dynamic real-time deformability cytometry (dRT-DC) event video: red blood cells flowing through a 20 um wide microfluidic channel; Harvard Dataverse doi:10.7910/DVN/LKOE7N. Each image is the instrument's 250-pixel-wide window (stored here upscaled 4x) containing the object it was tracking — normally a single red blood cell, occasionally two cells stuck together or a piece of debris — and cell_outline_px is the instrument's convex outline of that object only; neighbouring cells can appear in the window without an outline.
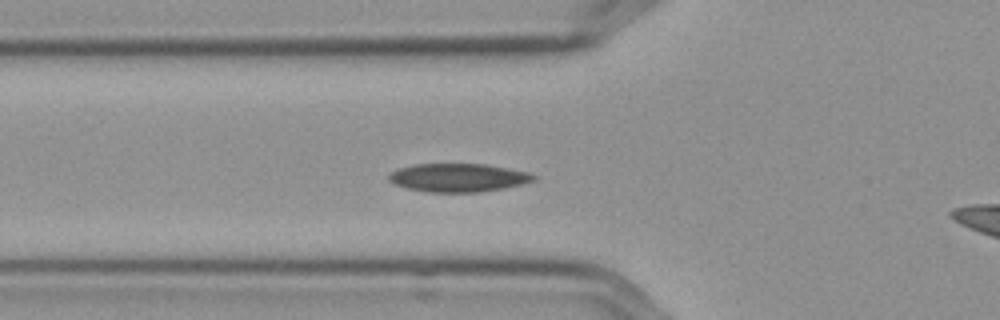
{"species": "Egyptian fruit bat (a non-hibernating species)", "species_latin": "Rousettus aegyptiacus", "temperature_condition": "cold", "stored_images_in_passage": 39, "camera_frame_rate_fps": 3000, "um_per_image_px": 0.085, "frame": {"image": 1, "passage_image": 2, "time_ms": 0.333, "image_size_px": [1000, 320], "cell_outline_px": [[536, 180], [504, 188], [480, 192], [428, 192], [404, 188], [388, 180], [388, 176], [396, 168], [412, 164], [484, 164], [528, 172], [536, 176]], "centroid_in_image_um": [38.9, 15.1], "position_along_channel_um": 86.9, "area_um2": 23.93}}
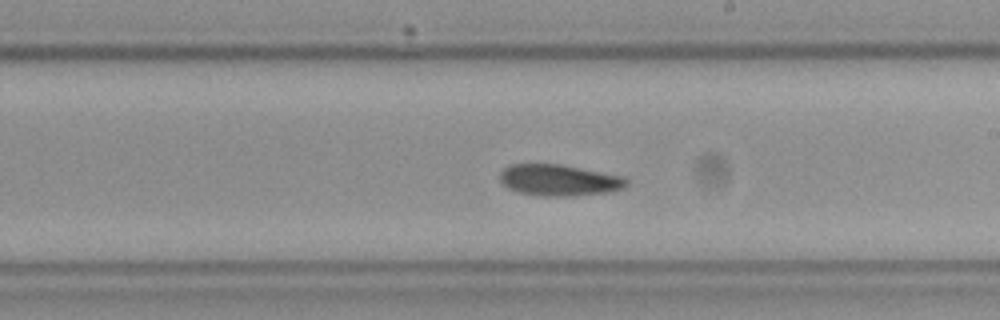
{"frame": {"image": 2, "passage_image": 15, "time_ms": 4.667, "image_size_px": [1000, 320], "cell_outline_px": [[628, 184], [624, 188], [608, 192], [572, 196], [544, 196], [516, 192], [508, 188], [500, 180], [500, 172], [508, 164], [560, 164], [624, 176], [628, 180]], "centroid_in_image_um": [47.52, 15.31], "position_along_channel_um": 241.5, "area_um2": 23.24}}
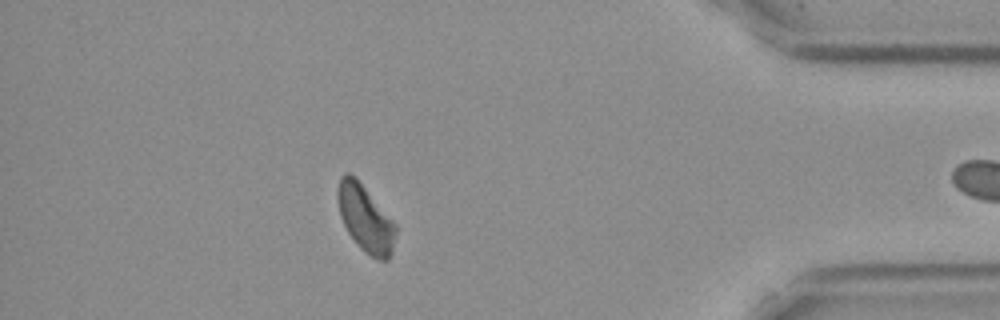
{"frame": {"image": 3, "passage_image": 32, "time_ms": 10.333, "image_size_px": [1000, 320], "cell_outline_px": [[396, 232], [392, 252], [388, 260], [376, 260], [368, 256], [356, 244], [348, 232], [340, 216], [336, 196], [336, 192], [340, 176], [344, 172], [348, 172], [356, 176], [396, 224]], "centroid_in_image_um": [31.04, 18.56], "position_along_channel_um": 404.2, "area_um2": 23.0}}